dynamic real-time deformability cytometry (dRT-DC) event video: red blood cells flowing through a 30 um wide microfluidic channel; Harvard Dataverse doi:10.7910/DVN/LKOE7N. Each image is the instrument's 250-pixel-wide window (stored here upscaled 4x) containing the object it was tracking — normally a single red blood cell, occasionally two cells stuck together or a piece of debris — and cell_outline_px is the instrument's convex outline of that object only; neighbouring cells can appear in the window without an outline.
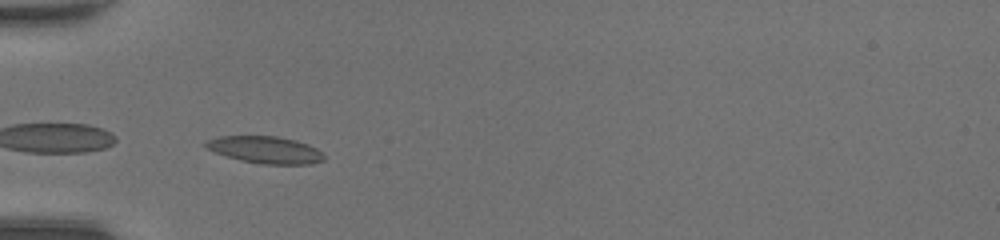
{"species": "common noctule bat (a hibernating species)", "species_latin": "Nyctalus noctula", "temperature_condition": "room temperature", "stored_images_in_passage": 32, "camera_frame_rate_fps": 3000, "um_per_image_px": 0.085, "animal": {"sex": "female", "body_mass_g": 20.0, "forearm_length_mm": 54.0}, "frame": {"image": 1, "passage_image": 3, "time_ms": 0.667, "image_size_px": [1000, 240], "cell_outline_px": [[324, 160], [312, 164], [260, 164], [240, 160], [216, 152], [208, 148], [204, 144], [208, 140], [220, 136], [276, 136], [296, 140], [308, 144], [316, 148], [324, 156]], "centroid_in_image_um": [22.59, 12.73], "position_along_channel_um": 62.4, "area_um2": 18.44}}
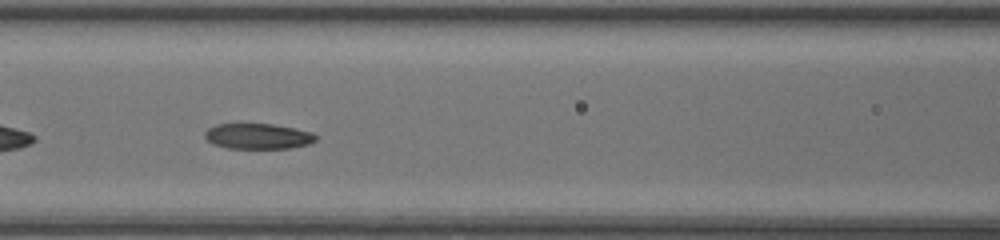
{"frame": {"image": 2, "passage_image": 9, "time_ms": 2.667, "image_size_px": [1000, 240], "cell_outline_px": [[316, 140], [308, 144], [288, 148], [228, 148], [212, 144], [204, 136], [204, 132], [208, 128], [216, 124], [240, 120], [272, 124], [296, 128], [312, 132], [316, 136]], "centroid_in_image_um": [21.85, 11.52], "position_along_channel_um": 144.8, "area_um2": 17.28}}
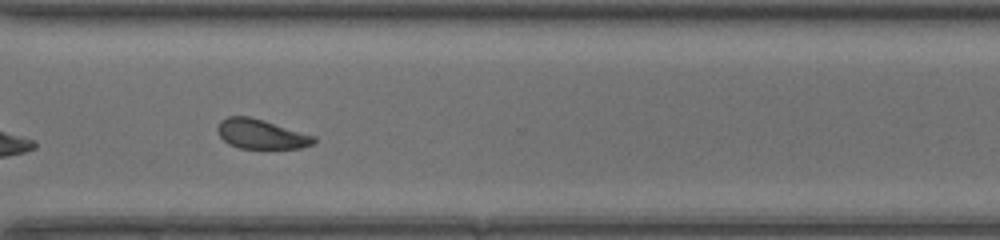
{"frame": {"image": 3, "passage_image": 23, "time_ms": 7.333, "image_size_px": [1000, 240], "cell_outline_px": [[316, 140], [312, 144], [300, 148], [240, 148], [228, 144], [220, 136], [216, 128], [220, 120], [228, 116], [248, 116], [264, 120], [316, 136]], "centroid_in_image_um": [22.18, 11.39], "position_along_channel_um": 348.4, "area_um2": 16.59}, "authors_computed_cell_mechanics": {"area_um2": 17.1955, "velocity_mm_per_s": 4.3725, "shape_relaxation_time_tau1_ms": 3.8432, "shape_relaxation_time_tau2_ms": 6.883, "deformation_change_tau1": 0.1226, "deformation_change_tau2": 0.1327}}